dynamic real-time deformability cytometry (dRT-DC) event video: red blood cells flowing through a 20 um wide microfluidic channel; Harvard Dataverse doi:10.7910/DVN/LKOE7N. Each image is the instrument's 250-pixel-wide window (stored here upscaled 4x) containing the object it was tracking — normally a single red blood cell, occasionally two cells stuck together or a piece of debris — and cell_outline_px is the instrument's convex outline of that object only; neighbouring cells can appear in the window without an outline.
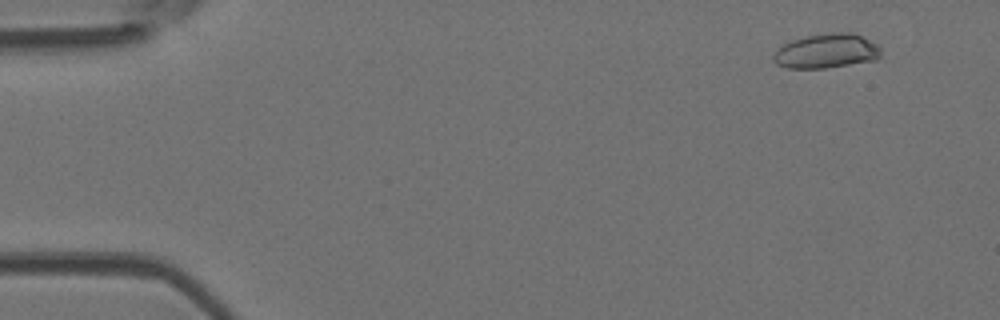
{"species": "Egyptian fruit bat (a non-hibernating species)", "species_latin": "Rousettus aegyptiacus", "temperature_condition": "room temperature", "stored_images_in_passage": 38, "camera_frame_rate_fps": 3000, "um_per_image_px": 0.085, "animal": {"sex": "female"}, "frame": {"image": 1, "passage_image": 5, "time_ms": 1.333, "image_size_px": [1000, 320], "cell_outline_px": [[880, 56], [876, 60], [824, 68], [788, 68], [776, 64], [772, 60], [772, 56], [776, 48], [792, 40], [804, 36], [832, 32], [852, 32], [876, 44], [880, 48]], "centroid_in_image_um": [70.2, 4.34], "position_along_channel_um": 14.8, "area_um2": 21.62}}
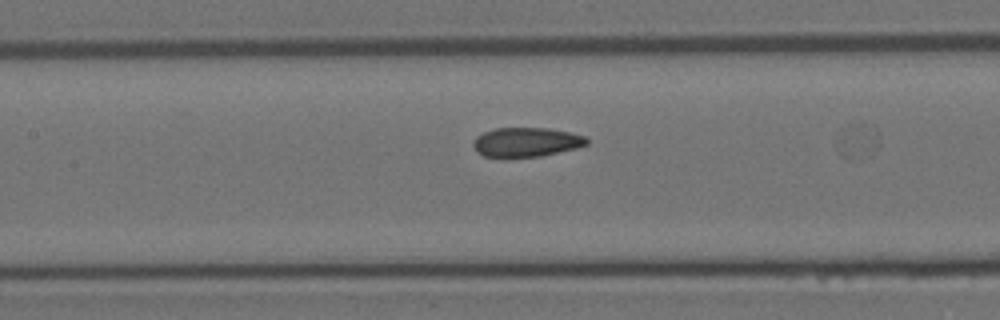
{"frame": {"image": 2, "passage_image": 25, "time_ms": 8.0, "image_size_px": [1000, 320], "cell_outline_px": [[588, 144], [576, 148], [540, 156], [484, 156], [476, 152], [472, 144], [472, 140], [476, 136], [484, 132], [496, 128], [548, 128], [568, 132], [584, 136], [588, 140]], "centroid_in_image_um": [44.7, 12.07], "position_along_channel_um": 162.7, "area_um2": 19.13}}
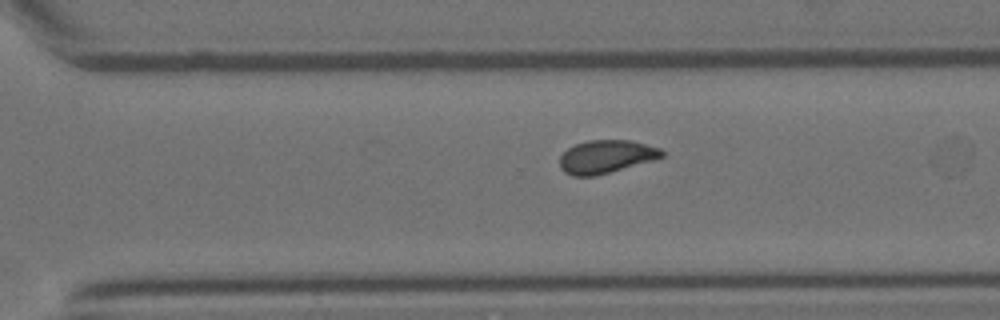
{"frame": {"image": 3, "passage_image": 37, "time_ms": 12.0, "image_size_px": [1000, 320], "cell_outline_px": [[664, 156], [652, 160], [596, 176], [572, 176], [564, 172], [560, 168], [560, 156], [568, 148], [576, 144], [588, 140], [632, 140], [660, 148], [664, 152]], "centroid_in_image_um": [51.5, 13.31], "position_along_channel_um": 319.1, "area_um2": 19.65}}